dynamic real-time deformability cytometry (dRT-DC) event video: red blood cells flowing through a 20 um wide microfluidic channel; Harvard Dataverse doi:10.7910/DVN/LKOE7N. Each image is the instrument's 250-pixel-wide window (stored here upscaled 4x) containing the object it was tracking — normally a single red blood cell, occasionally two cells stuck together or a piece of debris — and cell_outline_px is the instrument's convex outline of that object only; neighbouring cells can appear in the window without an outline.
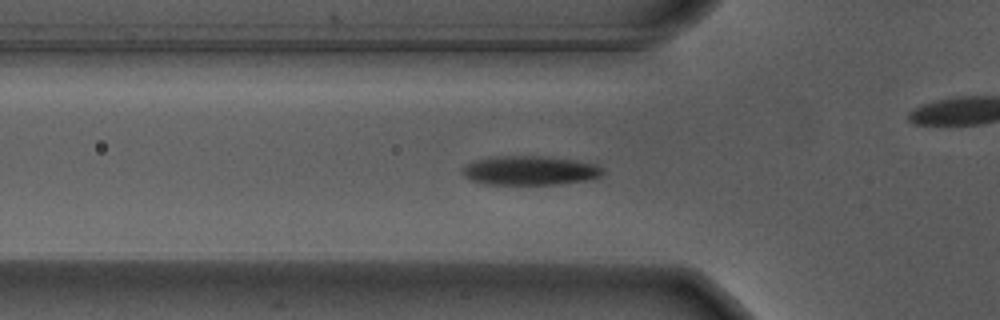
{"species": "Egyptian fruit bat (a non-hibernating species)", "species_latin": "Rousettus aegyptiacus", "temperature_condition": "warm", "stored_images_in_passage": 39, "camera_frame_rate_fps": 3000, "um_per_image_px": 0.085, "animal": {"sex": "male"}, "frame": {"image": 1, "passage_image": 19, "time_ms": 6.0, "image_size_px": [1000, 320], "cell_outline_px": [[604, 176], [592, 180], [560, 184], [484, 184], [468, 180], [460, 172], [460, 168], [476, 160], [492, 156], [540, 156], [572, 160], [596, 164], [604, 168]], "centroid_in_image_um": [45.05, 14.5], "position_along_channel_um": 80.8, "area_um2": 24.22}}
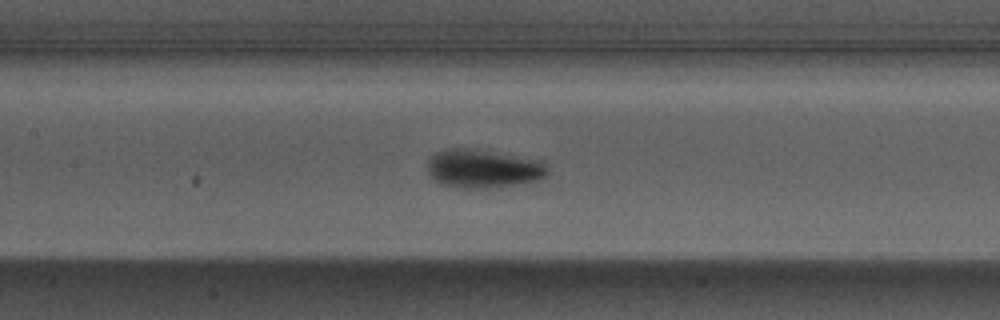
{"frame": {"image": 2, "passage_image": 26, "time_ms": 8.333, "image_size_px": [1000, 320], "cell_outline_px": [[548, 172], [540, 180], [484, 188], [460, 188], [440, 184], [428, 172], [428, 156], [444, 148], [464, 148], [540, 160], [548, 168]], "centroid_in_image_um": [41.01, 14.33], "position_along_channel_um": 166.4, "area_um2": 26.53}}
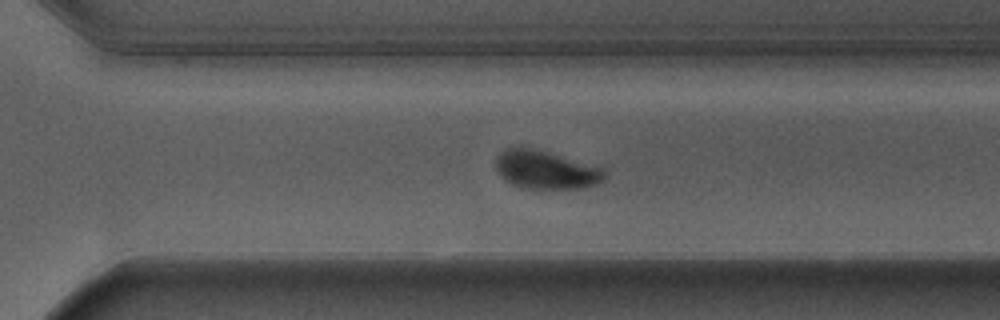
{"frame": {"image": 3, "passage_image": 39, "time_ms": 12.667, "image_size_px": [1000, 320], "cell_outline_px": [[608, 172], [604, 180], [596, 184], [580, 188], [520, 188], [504, 180], [496, 168], [496, 160], [500, 152], [504, 148], [528, 148], [600, 164]], "centroid_in_image_um": [46.48, 14.43], "position_along_channel_um": 324.1, "area_um2": 24.57}}